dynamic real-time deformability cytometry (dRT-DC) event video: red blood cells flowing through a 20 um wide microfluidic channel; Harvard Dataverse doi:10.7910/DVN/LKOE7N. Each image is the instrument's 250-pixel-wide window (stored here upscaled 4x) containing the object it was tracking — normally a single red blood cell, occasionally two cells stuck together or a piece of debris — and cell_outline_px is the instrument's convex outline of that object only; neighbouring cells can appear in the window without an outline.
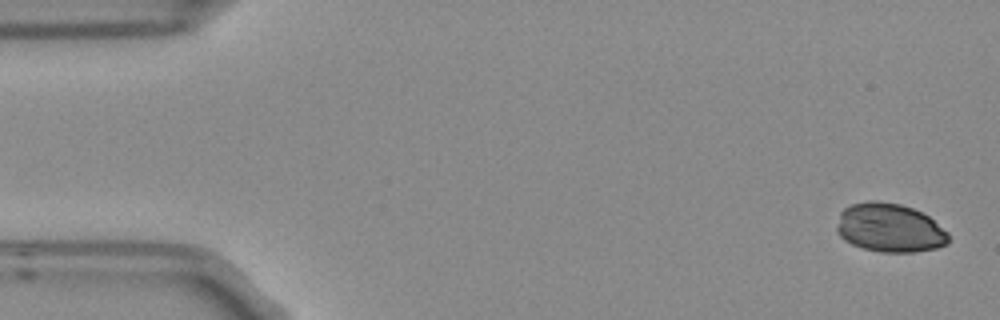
{"species": "Egyptian fruit bat (a non-hibernating species)", "species_latin": "Rousettus aegyptiacus", "temperature_condition": "room temperature", "stored_images_in_passage": 7, "camera_frame_rate_fps": 3000, "um_per_image_px": 0.085, "frame": {"image": 1, "passage_image": 1, "time_ms": 0.0, "image_size_px": [1000, 320], "cell_outline_px": [[948, 244], [936, 248], [912, 252], [880, 252], [864, 248], [852, 244], [844, 240], [836, 232], [836, 224], [840, 212], [844, 208], [852, 204], [868, 200], [876, 200], [900, 204], [912, 208], [928, 216], [948, 232]], "centroid_in_image_um": [75.59, 19.36], "position_along_channel_um": 9.4, "area_um2": 31.85}}
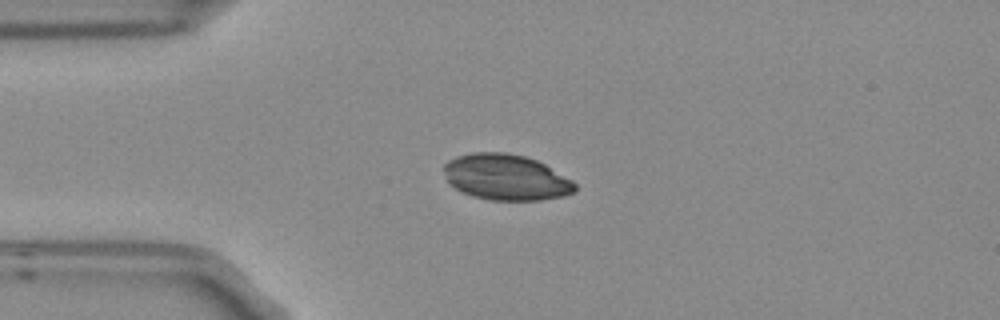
{"frame": {"image": 2, "passage_image": 4, "time_ms": 1.0, "image_size_px": [1000, 320], "cell_outline_px": [[576, 192], [564, 196], [540, 200], [488, 200], [472, 196], [456, 188], [448, 180], [444, 172], [444, 164], [448, 160], [456, 156], [472, 152], [504, 152], [524, 156], [536, 160], [544, 164], [572, 180], [576, 184]], "centroid_in_image_um": [43.02, 15.07], "position_along_channel_um": 42.0, "area_um2": 34.97}}